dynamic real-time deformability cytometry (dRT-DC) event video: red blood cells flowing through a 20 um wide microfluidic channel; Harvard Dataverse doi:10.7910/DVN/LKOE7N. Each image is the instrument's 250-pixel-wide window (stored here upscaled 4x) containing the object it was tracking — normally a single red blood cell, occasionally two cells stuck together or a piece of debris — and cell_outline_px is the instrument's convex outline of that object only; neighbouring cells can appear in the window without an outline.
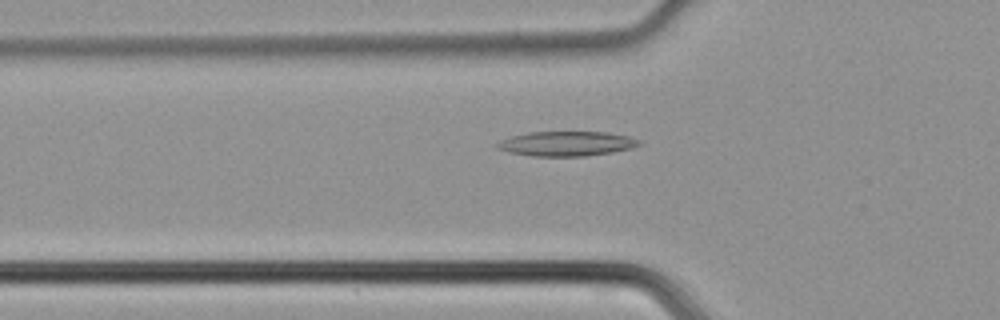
{"species": "common noctule bat (a hibernating species)", "species_latin": "Nyctalus noctula", "temperature_condition": "cold", "stored_images_in_passage": 47, "camera_frame_rate_fps": 3000, "um_per_image_px": 0.085, "animal": {"sex": "male", "body_mass_g": 21.5, "forearm_length_mm": 52.0}, "frame": {"image": 1, "passage_image": 16, "time_ms": 5.0, "image_size_px": [1000, 320], "cell_outline_px": [[640, 144], [632, 148], [612, 152], [584, 156], [532, 156], [508, 152], [496, 148], [492, 144], [500, 140], [512, 136], [528, 132], [608, 132], [628, 136], [640, 140]], "centroid_in_image_um": [48.1, 12.21], "position_along_channel_um": 77.7, "area_um2": 20.52}}
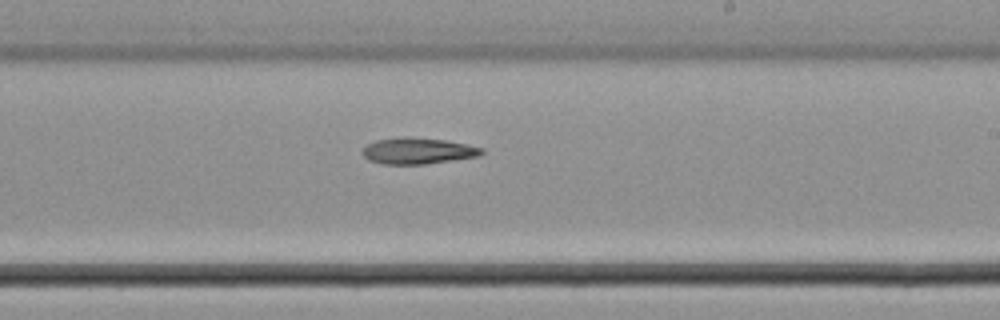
{"frame": {"image": 2, "passage_image": 28, "time_ms": 9.0, "image_size_px": [1000, 320], "cell_outline_px": [[484, 152], [476, 156], [424, 164], [384, 164], [368, 160], [364, 156], [364, 148], [368, 144], [376, 140], [444, 140], [468, 144], [484, 148]], "centroid_in_image_um": [35.56, 12.87], "position_along_channel_um": 253.4, "area_um2": 16.99}}
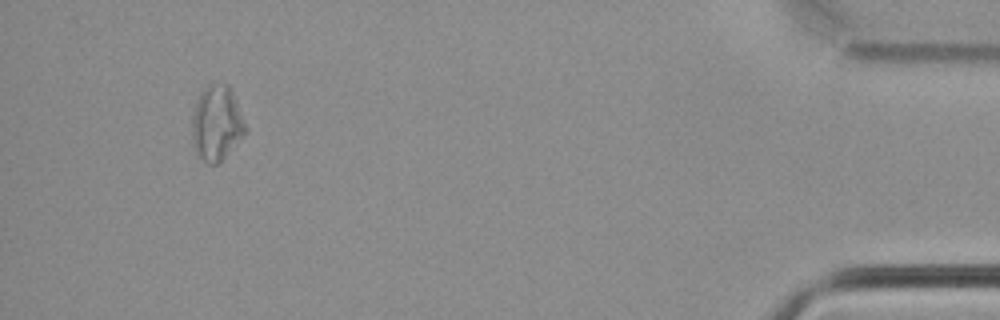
{"frame": {"image": 3, "passage_image": 44, "time_ms": 14.333, "image_size_px": [1000, 320], "cell_outline_px": [[248, 128], [244, 136], [216, 164], [208, 164], [200, 156], [192, 140], [192, 116], [196, 100], [200, 92], [208, 84], [228, 84], [232, 92]], "centroid_in_image_um": [18.42, 10.44], "position_along_channel_um": 416.8, "area_um2": 23.06}}